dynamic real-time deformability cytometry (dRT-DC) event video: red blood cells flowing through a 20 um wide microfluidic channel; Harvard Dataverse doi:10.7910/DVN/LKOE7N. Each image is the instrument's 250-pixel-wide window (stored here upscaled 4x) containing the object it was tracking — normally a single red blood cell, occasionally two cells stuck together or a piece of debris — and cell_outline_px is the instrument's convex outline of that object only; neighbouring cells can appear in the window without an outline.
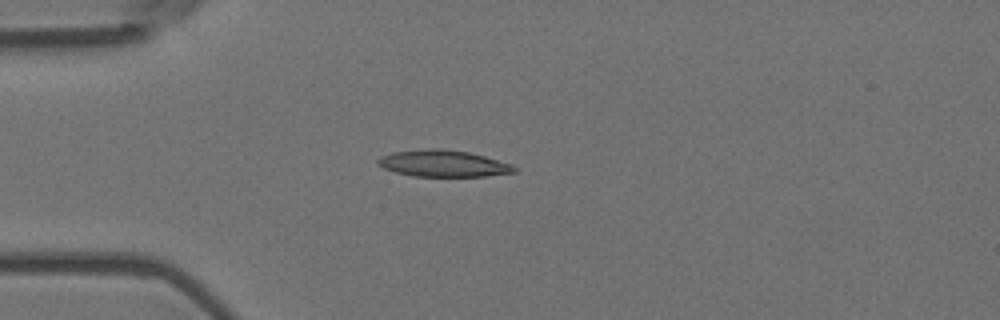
{"species": "Egyptian fruit bat (a non-hibernating species)", "species_latin": "Rousettus aegyptiacus", "temperature_condition": "room temperature", "stored_images_in_passage": 8, "camera_frame_rate_fps": 3000, "um_per_image_px": 0.085, "animal": {"sex": "female"}, "frame": {"image": 1, "passage_image": 5, "time_ms": 1.333, "image_size_px": [1000, 320], "cell_outline_px": [[516, 172], [484, 176], [412, 176], [396, 172], [384, 168], [376, 164], [376, 160], [380, 156], [392, 152], [428, 148], [440, 148], [468, 152], [484, 156], [512, 164], [516, 168]], "centroid_in_image_um": [37.64, 13.89], "position_along_channel_um": 47.4, "area_um2": 21.15}}
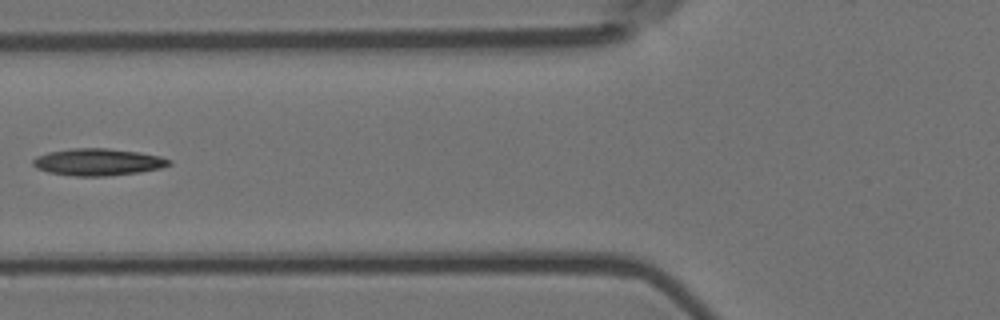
{"frame": {"image": 2, "passage_image": 7, "time_ms": 2.0, "image_size_px": [1000, 320], "cell_outline_px": [[172, 164], [160, 168], [140, 172], [104, 176], [76, 176], [48, 172], [36, 168], [32, 164], [32, 160], [36, 156], [48, 152], [72, 148], [108, 148], [136, 152], [160, 156], [172, 160]], "centroid_in_image_um": [8.31, 13.77], "position_along_channel_um": 117.5, "area_um2": 21.39}}
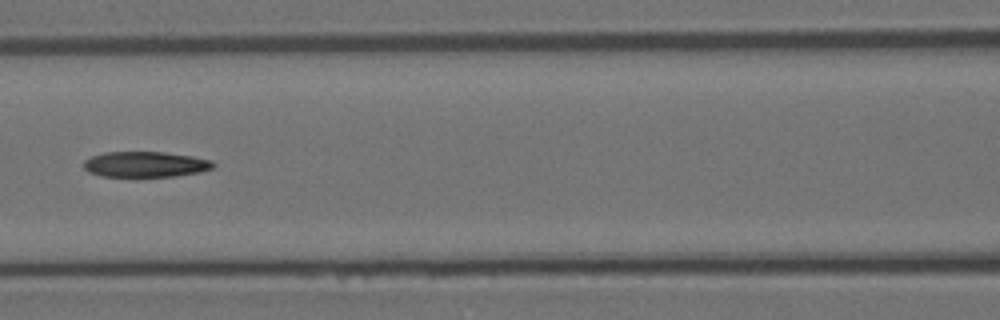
{"frame": {"image": 3, "passage_image": 8, "time_ms": 2.333, "image_size_px": [1000, 320], "cell_outline_px": [[216, 164], [212, 168], [200, 172], [176, 176], [136, 180], [100, 176], [88, 172], [84, 168], [84, 160], [92, 156], [104, 152], [164, 152], [192, 156], [212, 160]], "centroid_in_image_um": [12.32, 14.02], "position_along_channel_um": 154.3, "area_um2": 20.4}}